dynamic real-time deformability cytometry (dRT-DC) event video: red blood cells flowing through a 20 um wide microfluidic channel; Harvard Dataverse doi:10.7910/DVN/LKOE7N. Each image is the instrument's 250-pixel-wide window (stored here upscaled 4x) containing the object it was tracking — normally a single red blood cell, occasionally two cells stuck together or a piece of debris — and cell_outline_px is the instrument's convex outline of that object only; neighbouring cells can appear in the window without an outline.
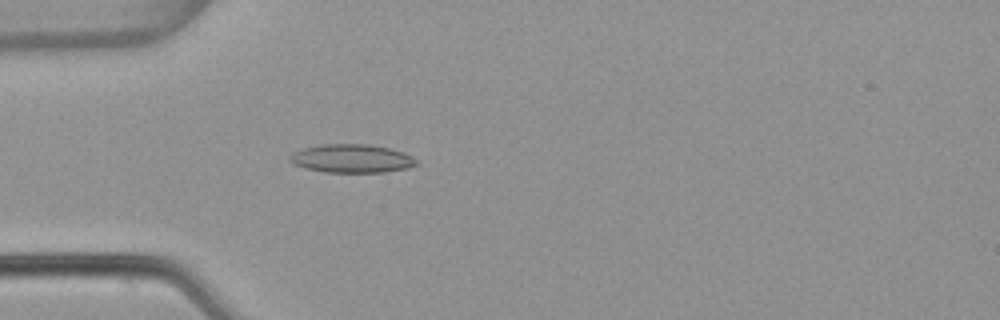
{"species": "common noctule bat (a hibernating species)", "species_latin": "Nyctalus noctula", "temperature_condition": "warm", "stored_images_in_passage": 52, "camera_frame_rate_fps": 3000, "um_per_image_px": 0.085, "animal": {"sex": "female", "body_mass_g": 22.7, "forearm_length_mm": 54.2}, "frame": {"image": 1, "passage_image": 15, "time_ms": 4.667, "image_size_px": [1000, 320], "cell_outline_px": [[420, 164], [408, 168], [384, 172], [324, 172], [308, 168], [296, 164], [288, 160], [288, 156], [292, 152], [304, 148], [320, 144], [368, 144], [388, 148], [404, 152], [412, 156]], "centroid_in_image_um": [29.92, 13.47], "position_along_channel_um": 55.1, "area_um2": 20.98}}
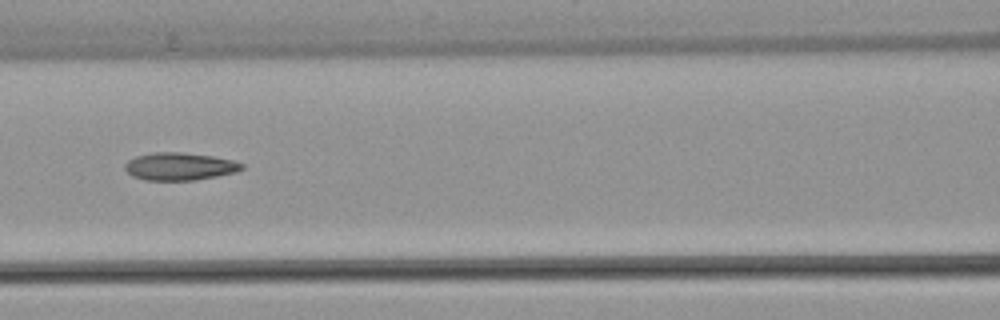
{"frame": {"image": 2, "passage_image": 23, "time_ms": 7.333, "image_size_px": [1000, 320], "cell_outline_px": [[244, 168], [236, 172], [216, 176], [192, 180], [144, 180], [132, 176], [124, 168], [124, 164], [128, 160], [136, 156], [152, 152], [184, 152], [212, 156], [232, 160], [244, 164]], "centroid_in_image_um": [15.25, 14.14], "position_along_channel_um": 151.4, "area_um2": 18.84}}
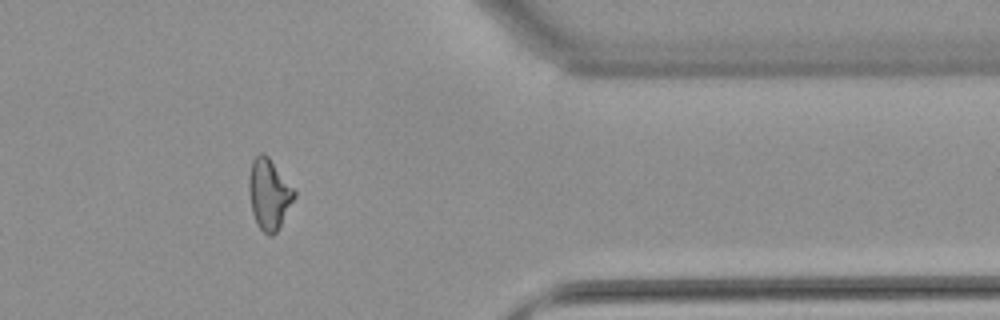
{"frame": {"image": 3, "passage_image": 43, "time_ms": 14.0, "image_size_px": [1000, 320], "cell_outline_px": [[296, 196], [276, 232], [272, 236], [268, 236], [256, 224], [252, 212], [248, 188], [248, 176], [252, 160], [260, 152], [264, 152], [268, 156], [296, 192]], "centroid_in_image_um": [22.84, 16.49], "position_along_channel_um": 388.6, "area_um2": 18.61}, "authors_computed_cell_mechanics": {"area_um2": 18.8717, "velocity_mm_per_s": 3.8417, "shape_relaxation_time_tau1_ms": null, "shape_relaxation_time_tau2_ms": 3.2834, "deformation_change_tau1": null, "deformation_change_tau2": 0.1198}}